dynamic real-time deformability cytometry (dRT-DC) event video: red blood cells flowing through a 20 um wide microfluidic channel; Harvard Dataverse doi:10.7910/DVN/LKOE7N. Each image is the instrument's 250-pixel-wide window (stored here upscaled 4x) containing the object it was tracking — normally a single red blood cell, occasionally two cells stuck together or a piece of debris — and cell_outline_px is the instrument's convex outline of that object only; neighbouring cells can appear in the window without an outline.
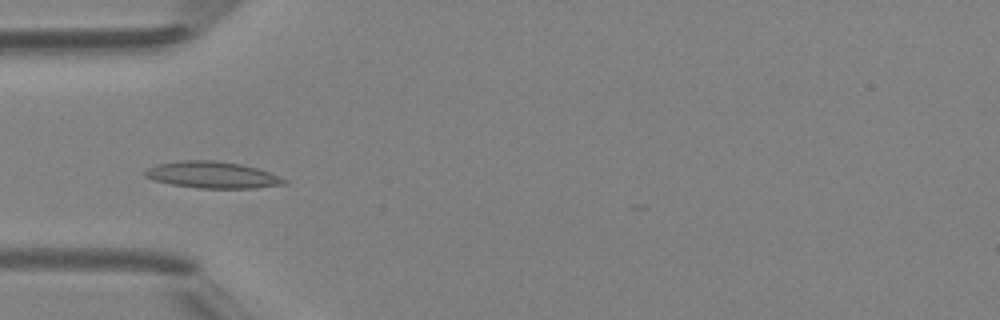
{"species": "Egyptian fruit bat (a non-hibernating species)", "species_latin": "Rousettus aegyptiacus", "temperature_condition": "room temperature", "stored_images_in_passage": 5, "camera_frame_rate_fps": 3000, "um_per_image_px": 0.085, "animal": {"sex": "female"}, "frame": {"image": 1, "passage_image": 5, "time_ms": 4.667, "image_size_px": [1000, 320], "cell_outline_px": [[288, 184], [256, 188], [200, 188], [172, 184], [152, 180], [144, 176], [144, 172], [148, 168], [156, 164], [180, 160], [212, 160], [240, 164], [256, 168], [268, 172], [288, 180]], "centroid_in_image_um": [18.04, 14.87], "position_along_channel_um": 67.0, "area_um2": 21.56}}